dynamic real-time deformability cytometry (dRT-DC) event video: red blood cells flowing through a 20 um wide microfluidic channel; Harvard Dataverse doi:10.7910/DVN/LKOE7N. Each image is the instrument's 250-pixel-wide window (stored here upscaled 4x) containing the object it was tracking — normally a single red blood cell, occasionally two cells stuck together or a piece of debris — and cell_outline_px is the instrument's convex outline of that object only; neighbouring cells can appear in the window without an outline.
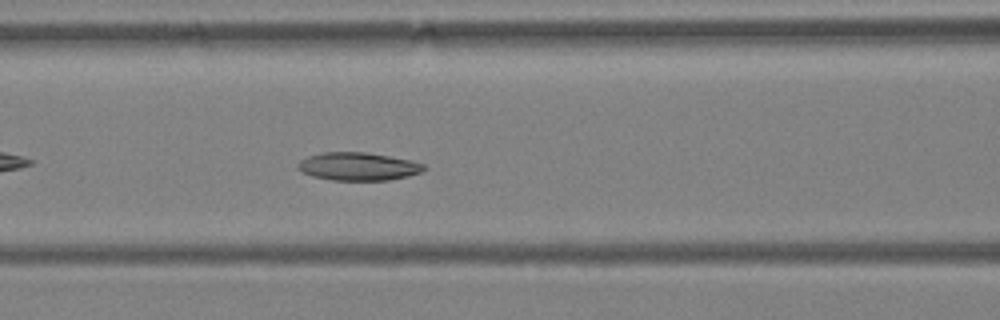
{"species": "Egyptian fruit bat (a non-hibernating species)", "species_latin": "Rousettus aegyptiacus", "temperature_condition": "warm", "stored_images_in_passage": 41, "camera_frame_rate_fps": 3000, "um_per_image_px": 0.085, "animal": {"sex": "female"}, "frame": {"image": 1, "passage_image": 10, "time_ms": 3.0, "image_size_px": [1000, 320], "cell_outline_px": [[428, 168], [420, 172], [408, 176], [388, 180], [332, 180], [312, 176], [300, 172], [296, 168], [296, 164], [300, 160], [308, 156], [320, 152], [364, 152], [412, 160], [424, 164]], "centroid_in_image_um": [30.41, 14.14], "position_along_channel_um": 136.2, "area_um2": 20.75}}
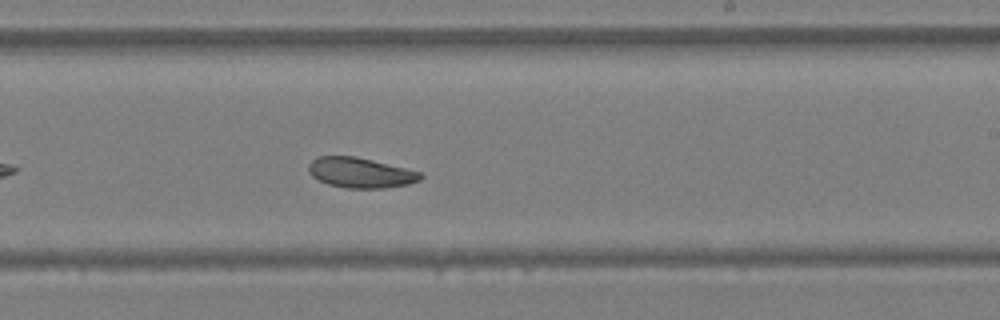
{"frame": {"image": 2, "passage_image": 20, "time_ms": 6.333, "image_size_px": [1000, 320], "cell_outline_px": [[424, 176], [420, 180], [408, 184], [384, 188], [348, 188], [328, 184], [312, 176], [308, 172], [308, 164], [316, 156], [356, 156], [420, 172]], "centroid_in_image_um": [30.61, 14.67], "position_along_channel_um": 258.4, "area_um2": 19.59}}
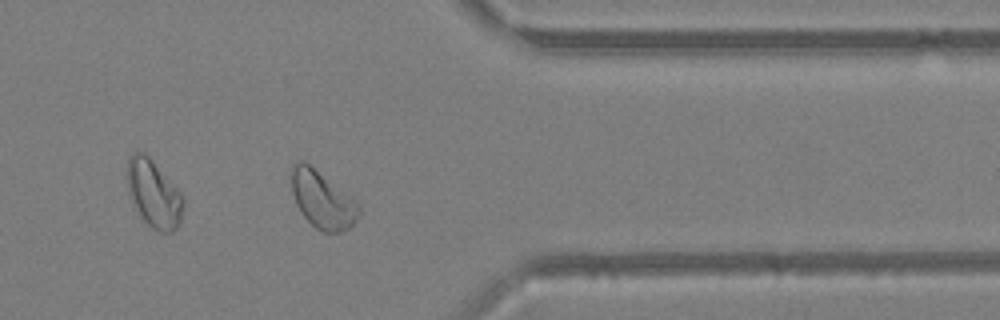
{"frame": {"image": 3, "passage_image": 31, "time_ms": 10.0, "image_size_px": [1000, 320], "cell_outline_px": [[360, 216], [348, 228], [340, 232], [324, 232], [316, 228], [300, 212], [296, 204], [292, 192], [288, 172], [292, 164], [296, 160], [304, 160], [356, 200], [360, 204]], "centroid_in_image_um": [27.36, 16.93], "position_along_channel_um": 384.0, "area_um2": 22.83}, "authors_computed_cell_mechanics": {"area_um2": 21.1548, "velocity_mm_per_s": 3.6835, "shape_relaxation_time_tau1_ms": 6.6389, "shape_relaxation_time_tau2_ms": null, "deformation_change_tau1": 0.1349, "deformation_change_tau2": null}}